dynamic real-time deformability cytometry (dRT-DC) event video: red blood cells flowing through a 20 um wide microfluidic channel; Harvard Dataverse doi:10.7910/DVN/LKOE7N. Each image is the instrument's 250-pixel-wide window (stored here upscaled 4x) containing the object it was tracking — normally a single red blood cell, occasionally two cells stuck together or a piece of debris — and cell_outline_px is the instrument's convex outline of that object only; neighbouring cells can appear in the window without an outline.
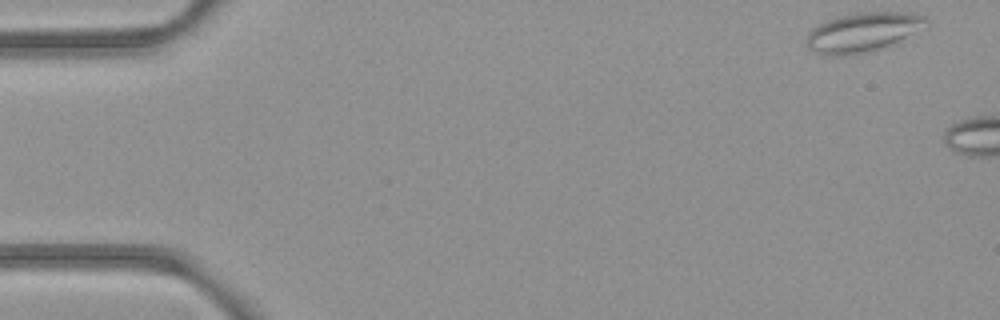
{"species": "common noctule bat (a hibernating species)", "species_latin": "Nyctalus noctula", "temperature_condition": "room temperature", "stored_images_in_passage": 5, "camera_frame_rate_fps": 3000, "um_per_image_px": 0.085, "animal": {"sex": "female", "body_mass_g": 21.9}, "frame": {"image": 1, "passage_image": 1, "time_ms": 0.0, "image_size_px": [1000, 320], "cell_outline_px": [[928, 20], [904, 36], [888, 44], [876, 48], [860, 52], [832, 56], [816, 52], [808, 44], [808, 36], [820, 24], [828, 20], [840, 16], [864, 12], [916, 12], [928, 16]], "centroid_in_image_um": [73.33, 2.69], "position_along_channel_um": 11.7, "area_um2": 25.61}}